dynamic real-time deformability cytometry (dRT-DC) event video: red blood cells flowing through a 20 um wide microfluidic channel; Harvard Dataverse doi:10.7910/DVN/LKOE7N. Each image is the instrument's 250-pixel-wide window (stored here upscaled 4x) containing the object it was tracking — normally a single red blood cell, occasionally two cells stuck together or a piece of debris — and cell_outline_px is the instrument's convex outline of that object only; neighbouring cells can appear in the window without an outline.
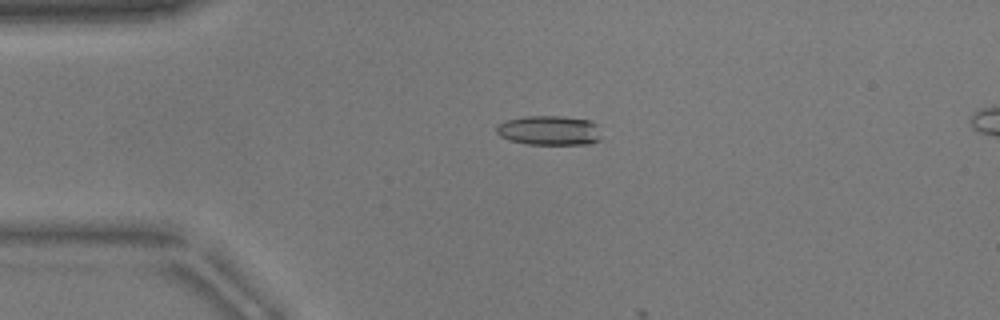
{"species": "common noctule bat (a hibernating species)", "species_latin": "Nyctalus noctula", "temperature_condition": "warm", "stored_images_in_passage": 12, "camera_frame_rate_fps": 3000, "um_per_image_px": 0.085, "animal": {"sex": "male", "body_mass_g": 17.9}, "frame": {"image": 1, "passage_image": 11, "time_ms": 3.333, "image_size_px": [1000, 320], "cell_outline_px": [[600, 140], [588, 144], [528, 144], [508, 140], [500, 136], [496, 132], [496, 124], [504, 120], [524, 116], [560, 116], [588, 120], [596, 124], [600, 136]], "centroid_in_image_um": [46.63, 11.08], "position_along_channel_um": 38.4, "area_um2": 18.15}}